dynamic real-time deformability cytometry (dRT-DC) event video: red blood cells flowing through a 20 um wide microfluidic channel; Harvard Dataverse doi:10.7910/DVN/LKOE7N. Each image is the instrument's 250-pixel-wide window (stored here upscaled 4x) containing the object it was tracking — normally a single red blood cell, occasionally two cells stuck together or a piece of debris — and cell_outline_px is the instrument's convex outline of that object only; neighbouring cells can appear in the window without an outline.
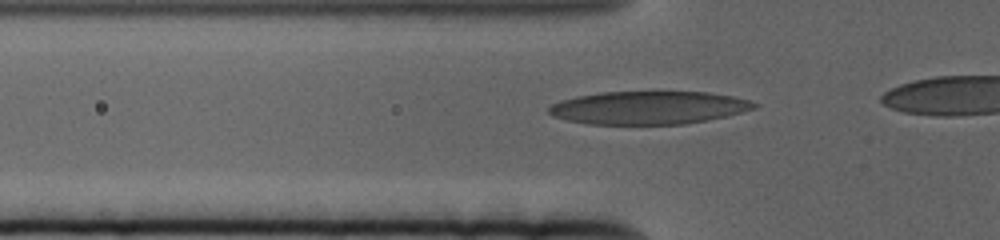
{"species": "human", "species_latin": "Homo sapiens", "temperature_condition": "cold", "stored_images_in_passage": 21, "camera_frame_rate_fps": 3000, "um_per_image_px": 0.085, "donor": {"sex": "female"}, "frame": {"image": 1, "passage_image": 14, "time_ms": 4.333, "image_size_px": [1000, 240], "cell_outline_px": [[760, 104], [756, 108], [728, 116], [708, 120], [684, 124], [588, 124], [568, 120], [552, 116], [548, 112], [548, 108], [552, 104], [560, 100], [576, 96], [600, 92], [656, 88], [708, 92], [732, 96], [748, 100]], "centroid_in_image_um": [55.15, 9.1], "position_along_channel_um": 70.6, "area_um2": 41.21}}
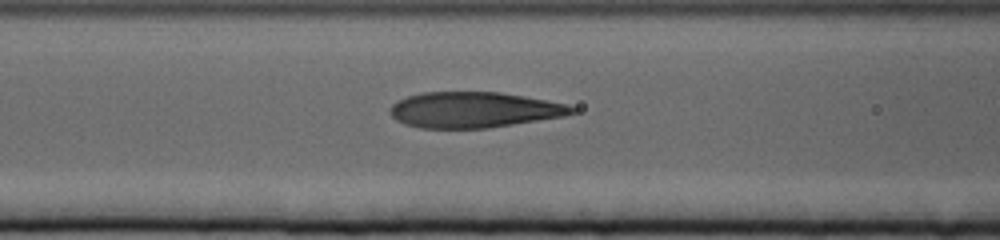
{"frame": {"image": 2, "passage_image": 19, "time_ms": 6.0, "image_size_px": [1000, 240], "cell_outline_px": [[576, 112], [564, 116], [488, 128], [420, 128], [404, 124], [396, 120], [388, 112], [392, 104], [396, 100], [408, 96], [424, 92], [500, 92], [524, 96], [568, 104], [576, 108]], "centroid_in_image_um": [40.26, 9.33], "position_along_channel_um": 126.3, "area_um2": 37.92}}